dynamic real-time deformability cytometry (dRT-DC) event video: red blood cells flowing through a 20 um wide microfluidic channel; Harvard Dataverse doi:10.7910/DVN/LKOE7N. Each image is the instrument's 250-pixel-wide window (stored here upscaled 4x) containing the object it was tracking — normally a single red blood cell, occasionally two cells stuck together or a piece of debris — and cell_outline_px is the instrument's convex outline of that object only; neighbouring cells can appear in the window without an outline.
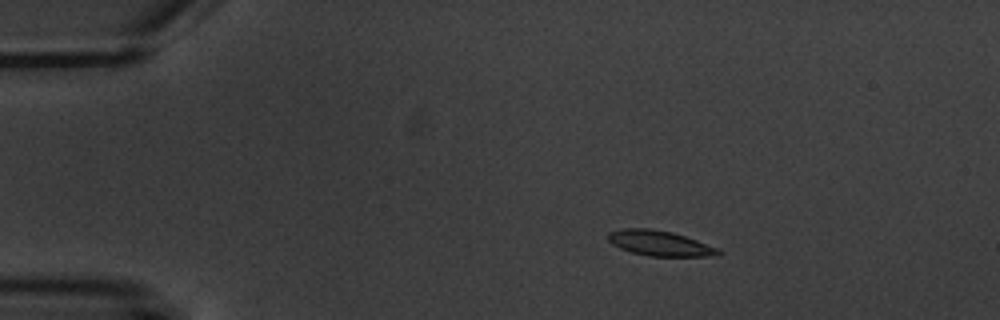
{"species": "common noctule bat (a hibernating species)", "species_latin": "Nyctalus noctula", "temperature_condition": "warm", "stored_images_in_passage": 6, "camera_frame_rate_fps": 3000, "um_per_image_px": 0.085, "animal": {"sex": "male", "body_mass_g": 20.1, "forearm_length_mm": 53.5}, "frame": {"image": 1, "passage_image": 3, "time_ms": 2.333, "image_size_px": [1000, 320], "cell_outline_px": [[724, 252], [720, 256], [648, 256], [632, 252], [620, 248], [612, 244], [608, 240], [608, 232], [624, 228], [648, 228], [672, 232], [720, 248]], "centroid_in_image_um": [56.12, 20.68], "position_along_channel_um": 28.9, "area_um2": 16.3}}
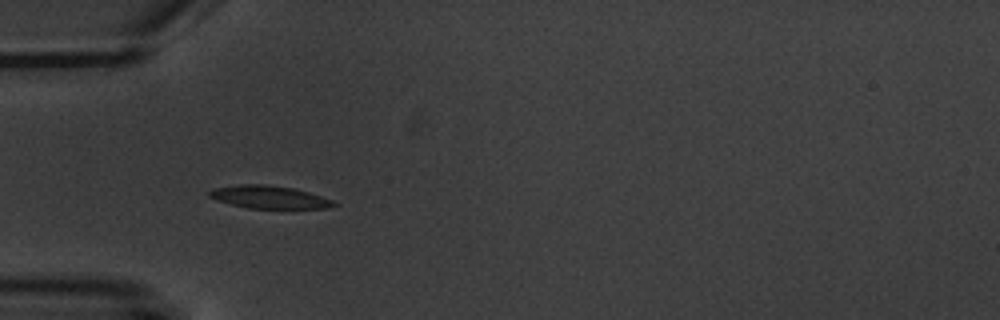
{"frame": {"image": 2, "passage_image": 5, "time_ms": 5.0, "image_size_px": [1000, 320], "cell_outline_px": [[336, 204], [324, 208], [248, 208], [216, 200], [208, 196], [208, 192], [212, 188], [240, 184], [264, 184], [292, 188], [308, 192], [332, 200]], "centroid_in_image_um": [22.8, 16.74], "position_along_channel_um": 62.2, "area_um2": 16.24}}